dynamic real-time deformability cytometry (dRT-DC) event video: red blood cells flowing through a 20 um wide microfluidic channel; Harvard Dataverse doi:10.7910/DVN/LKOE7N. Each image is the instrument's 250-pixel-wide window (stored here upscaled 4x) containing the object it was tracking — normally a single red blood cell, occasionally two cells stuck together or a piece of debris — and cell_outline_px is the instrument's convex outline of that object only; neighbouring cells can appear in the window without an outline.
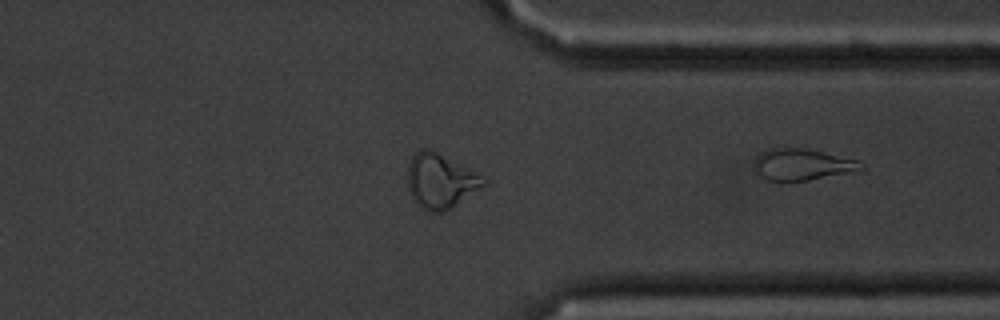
{"species": "common noctule bat (a hibernating species)", "species_latin": "Nyctalus noctula", "temperature_condition": "cold", "stored_images_in_passage": 45, "segment_of_instrument_passage": [2, 2], "camera_frame_rate_fps": 3000, "um_per_image_px": 0.085, "animal": {"sex": "male", "body_mass_g": 20.1, "forearm_length_mm": 53.5}, "frame": {"image": 1, "passage_image": 45, "time_ms": 14.667, "image_size_px": [1000, 320], "cell_outline_px": [[864, 168], [856, 172], [784, 184], [780, 184], [768, 180], [756, 172], [756, 156], [772, 148], [808, 148], [856, 160]], "centroid_in_image_um": [68.18, 14.03], "position_along_channel_um": 343.2, "area_um2": 19.83}}